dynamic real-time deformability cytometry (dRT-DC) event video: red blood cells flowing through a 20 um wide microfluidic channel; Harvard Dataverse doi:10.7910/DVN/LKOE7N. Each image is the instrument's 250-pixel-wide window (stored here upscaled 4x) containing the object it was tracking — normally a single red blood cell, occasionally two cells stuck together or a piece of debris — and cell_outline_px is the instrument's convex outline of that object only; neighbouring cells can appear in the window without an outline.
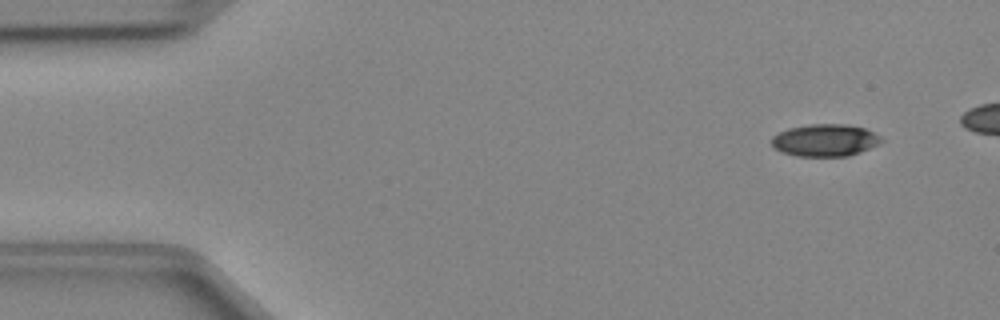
{"species": "Egyptian fruit bat (a non-hibernating species)", "species_latin": "Rousettus aegyptiacus", "temperature_condition": "cold", "stored_images_in_passage": 43, "camera_frame_rate_fps": 3000, "um_per_image_px": 0.085, "animal": {"sex": "female"}, "frame": {"image": 1, "passage_image": 4, "time_ms": 1.0, "image_size_px": [1000, 320], "cell_outline_px": [[884, 140], [860, 152], [848, 156], [796, 156], [780, 152], [772, 144], [772, 136], [788, 128], [808, 124], [848, 124], [864, 128], [880, 136]], "centroid_in_image_um": [70.1, 11.91], "position_along_channel_um": 14.9, "area_um2": 20.52}}
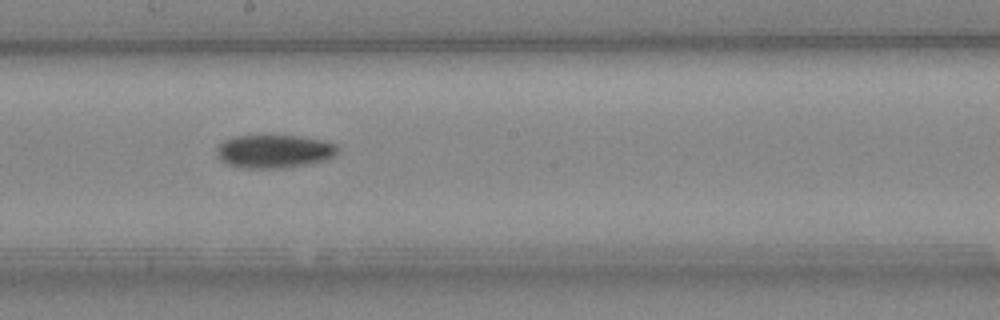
{"frame": {"image": 2, "passage_image": 26, "time_ms": 8.333, "image_size_px": [1000, 320], "cell_outline_px": [[340, 148], [336, 156], [328, 160], [312, 164], [288, 168], [244, 168], [228, 164], [220, 160], [216, 156], [216, 144], [224, 140], [236, 136], [300, 136], [320, 140], [336, 144]], "centroid_in_image_um": [23.33, 12.88], "position_along_channel_um": 224.9, "area_um2": 23.93}}
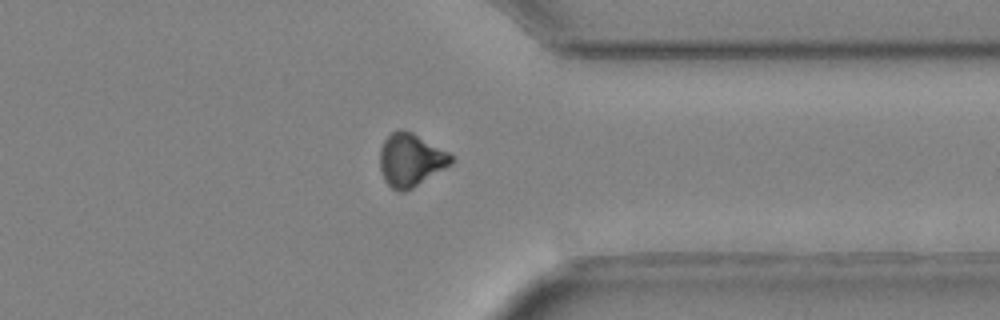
{"frame": {"image": 3, "passage_image": 37, "time_ms": 12.0, "image_size_px": [1000, 320], "cell_outline_px": [[452, 164], [412, 188], [404, 192], [400, 192], [392, 188], [384, 180], [380, 168], [380, 148], [384, 140], [392, 132], [400, 128], [404, 128], [412, 132], [448, 152], [452, 156]], "centroid_in_image_um": [34.88, 13.59], "position_along_channel_um": 376.5, "area_um2": 21.91}}